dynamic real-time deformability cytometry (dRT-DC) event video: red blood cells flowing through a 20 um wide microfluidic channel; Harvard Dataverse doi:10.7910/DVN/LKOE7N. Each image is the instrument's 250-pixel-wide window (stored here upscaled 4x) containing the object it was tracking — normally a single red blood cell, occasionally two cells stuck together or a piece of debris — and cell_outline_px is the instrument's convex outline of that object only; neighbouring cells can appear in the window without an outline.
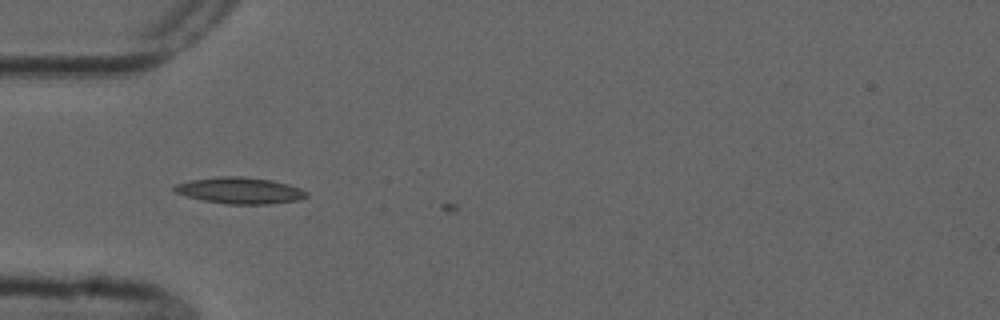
{"species": "common noctule bat (a hibernating species)", "species_latin": "Nyctalus noctula", "temperature_condition": "cold", "stored_images_in_passage": 5, "camera_frame_rate_fps": 3000, "um_per_image_px": 0.085, "animal": {"sex": "male", "forearm_length_mm": 52.5}, "frame": {"image": 1, "passage_image": 4, "time_ms": 1.0, "image_size_px": [1000, 320], "cell_outline_px": [[308, 196], [300, 200], [268, 204], [228, 204], [204, 200], [188, 196], [176, 192], [172, 188], [176, 184], [188, 180], [220, 176], [240, 176], [272, 180], [288, 184], [300, 188], [308, 192]], "centroid_in_image_um": [20.42, 16.19], "position_along_channel_um": 64.6, "area_um2": 20.29}}